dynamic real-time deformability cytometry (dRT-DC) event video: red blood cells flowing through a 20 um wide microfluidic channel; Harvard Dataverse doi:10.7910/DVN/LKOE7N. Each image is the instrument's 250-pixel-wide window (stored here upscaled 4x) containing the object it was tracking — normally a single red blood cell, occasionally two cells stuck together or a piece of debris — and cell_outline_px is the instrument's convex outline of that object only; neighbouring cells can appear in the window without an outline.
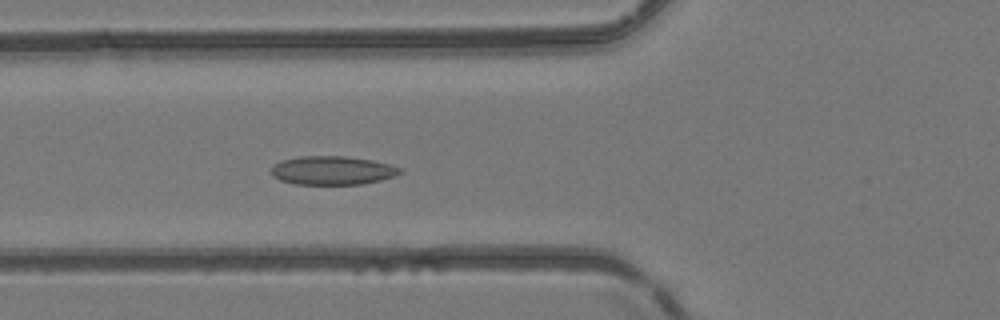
{"species": "common noctule bat (a hibernating species)", "species_latin": "Nyctalus noctula", "temperature_condition": "room temperature", "stored_images_in_passage": 33, "camera_frame_rate_fps": 3000, "um_per_image_px": 0.085, "animal": {"sex": "female", "body_mass_g": 24.6, "forearm_length_mm": 56.2}, "frame": {"image": 1, "passage_image": 7, "time_ms": 2.0, "image_size_px": [1000, 320], "cell_outline_px": [[404, 172], [396, 176], [380, 180], [360, 184], [296, 184], [280, 180], [272, 176], [272, 164], [280, 160], [300, 156], [344, 156], [372, 160], [388, 164], [400, 168]], "centroid_in_image_um": [28.23, 14.48], "position_along_channel_um": 97.6, "area_um2": 21.56}}
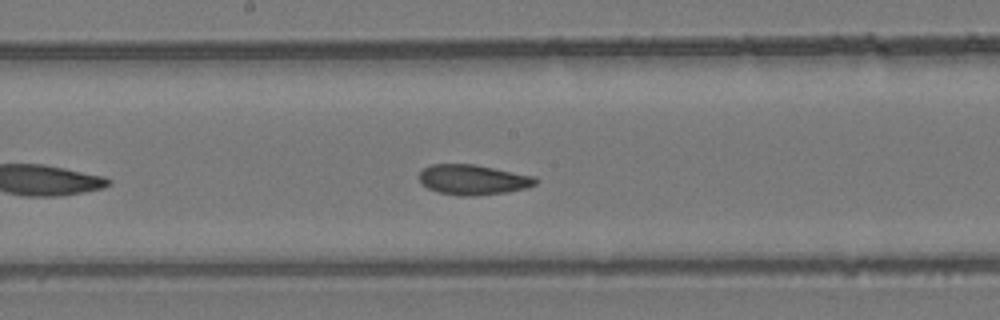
{"frame": {"image": 2, "passage_image": 15, "time_ms": 4.667, "image_size_px": [1000, 320], "cell_outline_px": [[540, 180], [536, 184], [528, 188], [508, 192], [476, 196], [460, 196], [440, 192], [428, 188], [420, 184], [420, 172], [424, 168], [432, 164], [476, 164], [536, 176]], "centroid_in_image_um": [40.27, 15.27], "position_along_channel_um": 207.9, "area_um2": 20.75}}
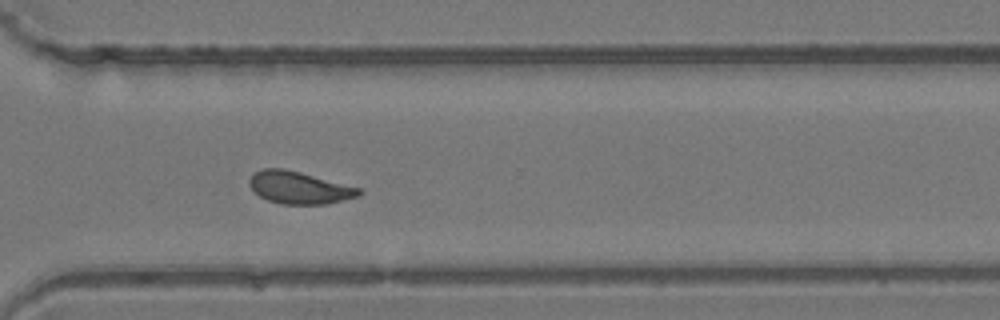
{"frame": {"image": 3, "passage_image": 25, "time_ms": 8.0, "image_size_px": [1000, 320], "cell_outline_px": [[364, 192], [360, 196], [328, 204], [280, 204], [268, 200], [260, 196], [248, 184], [248, 180], [260, 168], [284, 168], [300, 172], [360, 188]], "centroid_in_image_um": [25.45, 15.95], "position_along_channel_um": 345.2, "area_um2": 20.63}, "authors_computed_cell_mechanics": {"area_um2": 20.6346, "velocity_mm_per_s": 4.1222, "shape_relaxation_time_tau1_ms": null, "shape_relaxation_time_tau2_ms": 1.9521, "deformation_change_tau1": null, "deformation_change_tau2": 0.0761}}